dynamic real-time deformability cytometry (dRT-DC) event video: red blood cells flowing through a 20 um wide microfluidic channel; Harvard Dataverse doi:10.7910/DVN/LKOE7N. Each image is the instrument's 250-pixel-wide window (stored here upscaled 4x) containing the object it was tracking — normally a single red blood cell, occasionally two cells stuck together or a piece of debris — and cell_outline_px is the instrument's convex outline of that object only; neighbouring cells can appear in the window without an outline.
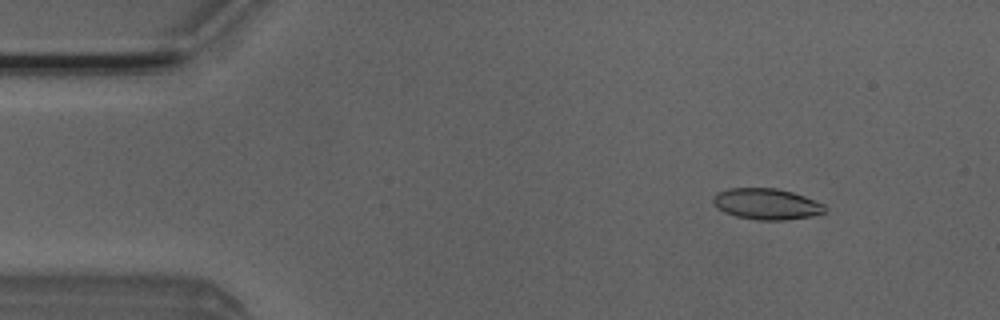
{"species": "Egyptian fruit bat (a non-hibernating species)", "species_latin": "Rousettus aegyptiacus", "temperature_condition": "room temperature", "stored_images_in_passage": 51, "camera_frame_rate_fps": 3000, "um_per_image_px": 0.085, "animal": {"sex": "male"}, "frame": {"image": 1, "passage_image": 6, "time_ms": 1.667, "image_size_px": [1000, 320], "cell_outline_px": [[828, 212], [812, 216], [784, 220], [756, 220], [736, 216], [724, 212], [716, 208], [712, 204], [712, 196], [716, 192], [728, 188], [776, 188], [792, 192], [804, 196], [824, 204], [828, 208]], "centroid_in_image_um": [65.14, 17.34], "position_along_channel_um": 19.9, "area_um2": 20.58}}
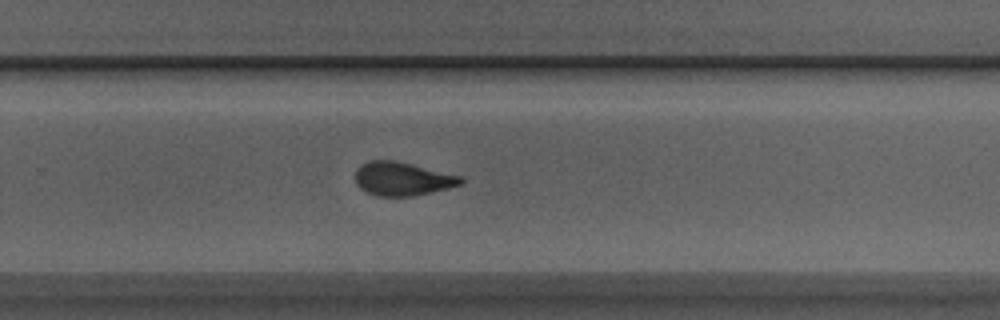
{"frame": {"image": 2, "passage_image": 33, "time_ms": 10.667, "image_size_px": [1000, 320], "cell_outline_px": [[464, 180], [460, 184], [448, 188], [412, 196], [376, 196], [360, 188], [356, 184], [356, 168], [360, 164], [368, 160], [392, 160], [460, 176]], "centroid_in_image_um": [34.13, 15.2], "position_along_channel_um": 295.7, "area_um2": 20.29}}
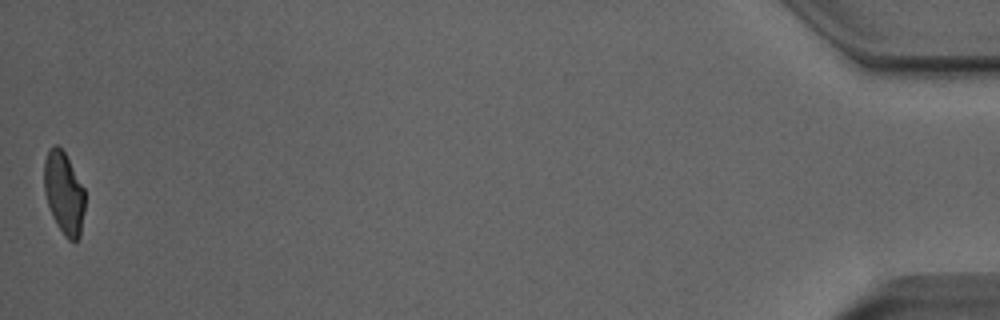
{"frame": {"image": 3, "passage_image": 51, "time_ms": 16.667, "image_size_px": [1000, 320], "cell_outline_px": [[84, 212], [80, 236], [76, 240], [68, 240], [64, 236], [56, 224], [52, 216], [44, 192], [44, 160], [48, 148], [52, 144], [56, 144], [64, 152], [84, 188]], "centroid_in_image_um": [5.41, 16.4], "position_along_channel_um": 429.8, "area_um2": 19.59}, "authors_computed_cell_mechanics": {"area_um2": 20.8658, "velocity_mm_per_s": 3.96, "shape_relaxation_time_tau1_ms": 4.2237, "shape_relaxation_time_tau2_ms": 1.3497, "deformation_change_tau1": 0.1594, "deformation_change_tau2": 0.0708}}